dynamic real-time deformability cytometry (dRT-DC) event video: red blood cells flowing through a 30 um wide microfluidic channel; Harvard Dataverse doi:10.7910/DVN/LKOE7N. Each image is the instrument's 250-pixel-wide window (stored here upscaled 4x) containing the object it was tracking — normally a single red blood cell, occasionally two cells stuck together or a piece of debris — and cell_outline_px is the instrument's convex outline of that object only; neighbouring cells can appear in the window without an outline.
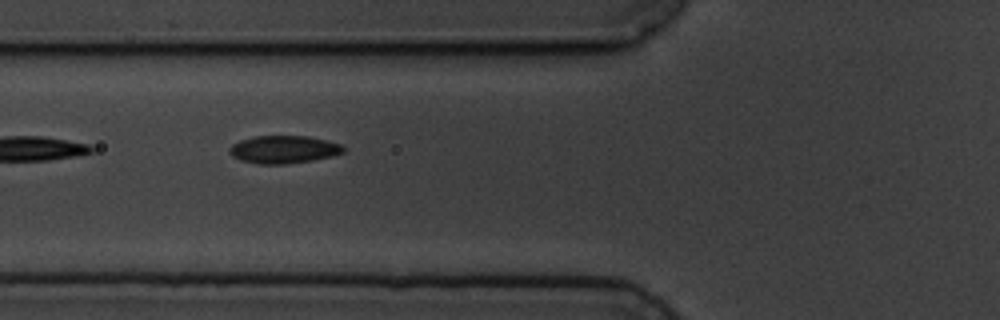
{"species": "common noctule bat (a hibernating species)", "species_latin": "Nyctalus noctula", "temperature_condition": "cold", "stored_images_in_passage": 7, "camera_frame_rate_fps": 3000, "um_per_image_px": 0.085, "animal": {"sex": "male", "body_mass_g": 19.5, "forearm_length_mm": 54.6}, "frame": {"image": 1, "passage_image": 6, "time_ms": 6.0, "image_size_px": [1000, 320], "cell_outline_px": [[344, 152], [332, 156], [312, 160], [284, 164], [260, 164], [240, 160], [232, 156], [228, 152], [228, 148], [232, 144], [240, 140], [256, 136], [308, 136], [328, 140], [340, 144], [344, 148]], "centroid_in_image_um": [24.09, 12.7], "position_along_channel_um": 101.7, "area_um2": 18.44}}